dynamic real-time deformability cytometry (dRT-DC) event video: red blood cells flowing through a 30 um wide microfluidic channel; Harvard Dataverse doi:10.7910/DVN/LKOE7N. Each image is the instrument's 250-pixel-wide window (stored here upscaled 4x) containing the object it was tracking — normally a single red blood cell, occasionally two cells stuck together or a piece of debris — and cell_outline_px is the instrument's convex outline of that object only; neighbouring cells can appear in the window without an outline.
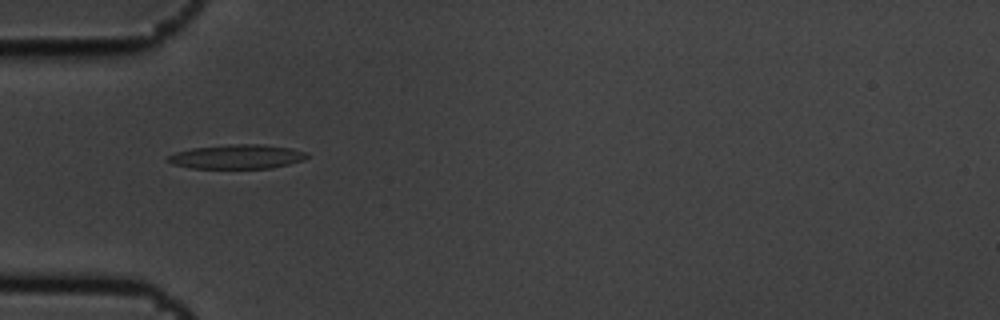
{"species": "common noctule bat (a hibernating species)", "species_latin": "Nyctalus noctula", "temperature_condition": "cold", "stored_images_in_passage": 1, "camera_frame_rate_fps": 3000, "um_per_image_px": 0.085, "animal": {"sex": "male", "body_mass_g": 19.5, "forearm_length_mm": 54.6}, "frame": {"image": 1, "passage_image": 1, "time_ms": 0.0, "image_size_px": [1000, 320], "cell_outline_px": [[308, 156], [304, 160], [272, 168], [192, 168], [172, 164], [168, 160], [168, 156], [176, 152], [192, 148], [228, 144], [260, 144], [292, 148], [308, 152]], "centroid_in_image_um": [20.18, 13.31], "position_along_channel_um": 64.8, "area_um2": 19.65}}